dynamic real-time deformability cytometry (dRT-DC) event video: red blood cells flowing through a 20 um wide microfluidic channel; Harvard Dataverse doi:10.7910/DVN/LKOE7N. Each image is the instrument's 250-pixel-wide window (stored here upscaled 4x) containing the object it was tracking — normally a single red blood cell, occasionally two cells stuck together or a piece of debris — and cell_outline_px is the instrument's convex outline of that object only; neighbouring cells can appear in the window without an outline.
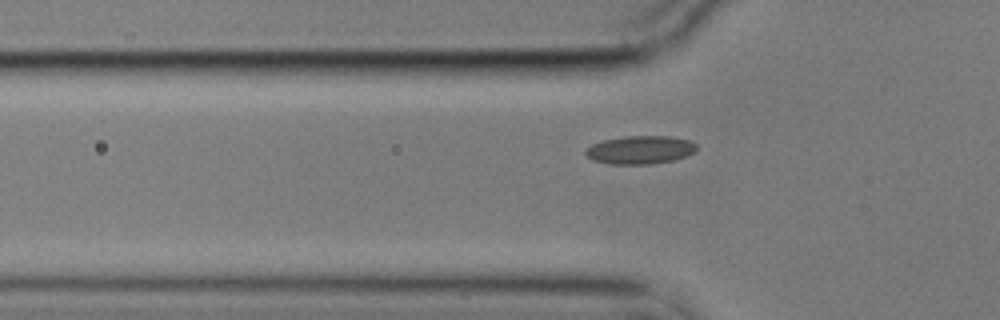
{"species": "common noctule bat (a hibernating species)", "species_latin": "Nyctalus noctula", "temperature_condition": "cold", "stored_images_in_passage": 42, "camera_frame_rate_fps": 3000, "um_per_image_px": 0.085, "animal": {"sex": "male", "body_mass_g": 17.9}, "frame": {"image": 1, "passage_image": 10, "time_ms": 3.0, "image_size_px": [1000, 320], "cell_outline_px": [[696, 152], [672, 160], [648, 164], [608, 164], [592, 160], [584, 152], [592, 144], [604, 140], [624, 136], [672, 136], [692, 140], [696, 144]], "centroid_in_image_um": [54.43, 12.73], "position_along_channel_um": 71.4, "area_um2": 18.26}}
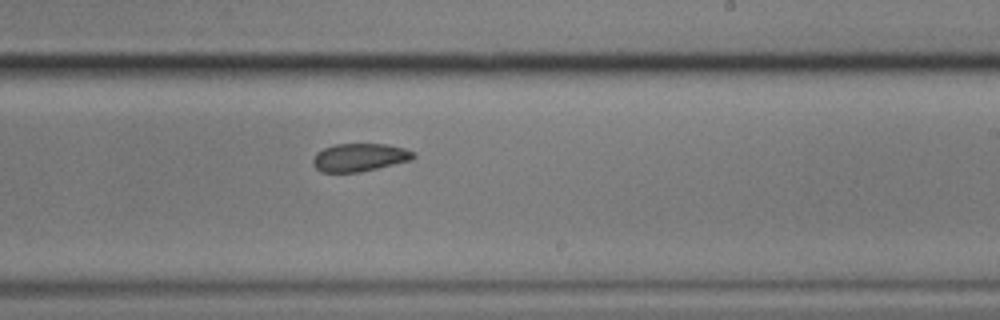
{"frame": {"image": 2, "passage_image": 26, "time_ms": 8.333, "image_size_px": [1000, 320], "cell_outline_px": [[416, 156], [412, 160], [360, 172], [320, 172], [312, 164], [312, 160], [316, 152], [332, 144], [388, 144], [404, 148], [416, 152]], "centroid_in_image_um": [30.57, 13.37], "position_along_channel_um": 258.4, "area_um2": 16.59}}
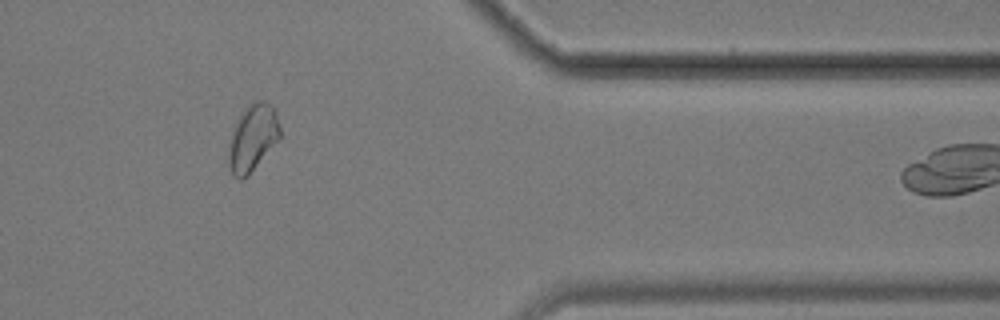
{"frame": {"image": 3, "passage_image": 39, "time_ms": 12.667, "image_size_px": [1000, 320], "cell_outline_px": [[280, 140], [248, 176], [240, 180], [232, 172], [228, 164], [228, 148], [232, 132], [240, 112], [252, 100], [264, 100], [272, 104], [276, 108], [280, 128]], "centroid_in_image_um": [21.51, 11.67], "position_along_channel_um": 389.9, "area_um2": 20.52}}